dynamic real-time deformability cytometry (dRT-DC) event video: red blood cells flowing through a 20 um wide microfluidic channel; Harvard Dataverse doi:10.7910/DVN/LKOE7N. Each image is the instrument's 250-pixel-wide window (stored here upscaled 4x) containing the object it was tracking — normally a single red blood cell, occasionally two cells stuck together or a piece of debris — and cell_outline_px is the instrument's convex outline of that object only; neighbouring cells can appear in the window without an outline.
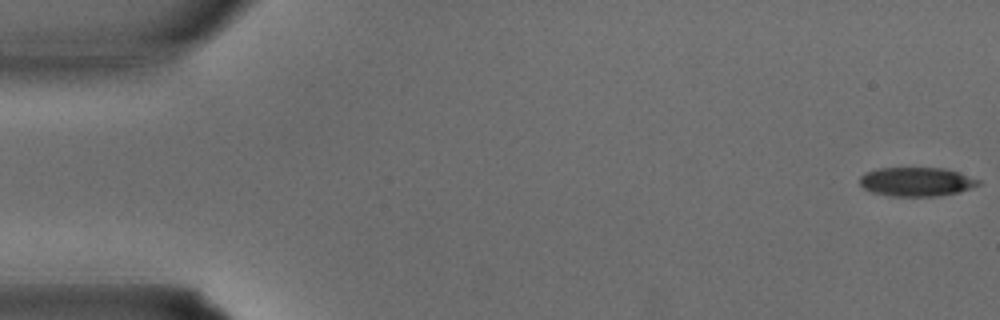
{"species": "common noctule bat (a hibernating species)", "species_latin": "Nyctalus noctula", "temperature_condition": "warm", "stored_images_in_passage": 4, "camera_frame_rate_fps": 3000, "um_per_image_px": 0.085, "animal": {"sex": "male", "body_mass_g": 15.6}, "frame": {"image": 1, "passage_image": 1, "time_ms": 0.0, "image_size_px": [1000, 320], "cell_outline_px": [[980, 184], [960, 192], [936, 196], [892, 196], [872, 192], [864, 188], [860, 184], [860, 176], [864, 172], [880, 168], [944, 168], [980, 180]], "centroid_in_image_um": [77.87, 15.45], "position_along_channel_um": 7.1, "area_um2": 19.88}}